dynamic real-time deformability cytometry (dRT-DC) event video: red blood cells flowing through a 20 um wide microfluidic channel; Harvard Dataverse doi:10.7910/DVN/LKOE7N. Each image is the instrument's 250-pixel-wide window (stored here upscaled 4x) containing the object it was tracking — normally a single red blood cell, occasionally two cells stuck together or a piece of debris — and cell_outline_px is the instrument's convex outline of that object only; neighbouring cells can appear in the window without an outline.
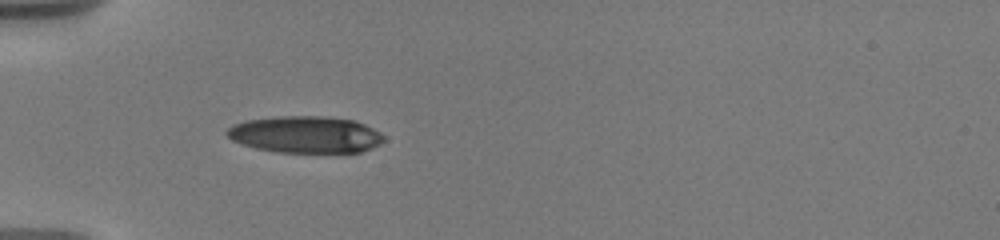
{"species": "human", "species_latin": "Homo sapiens", "temperature_condition": "warm", "stored_images_in_passage": 16, "camera_frame_rate_fps": 3000, "um_per_image_px": 0.085, "donor": {"sex": "male"}, "frame": {"image": 1, "passage_image": 1, "time_ms": 0.0, "image_size_px": [1000, 240], "cell_outline_px": [[384, 140], [380, 144], [372, 148], [360, 152], [280, 152], [256, 148], [240, 144], [232, 140], [224, 132], [232, 124], [244, 120], [276, 116], [324, 116], [356, 120], [380, 132], [384, 136]], "centroid_in_image_um": [25.94, 11.42], "position_along_channel_um": 59.1, "area_um2": 33.87}}
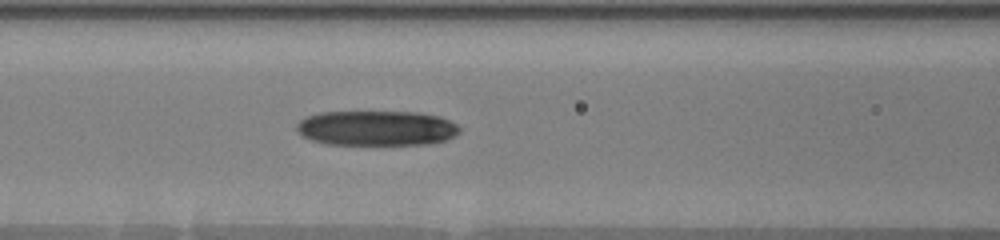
{"frame": {"image": 2, "passage_image": 9, "time_ms": 2.333, "image_size_px": [1000, 240], "cell_outline_px": [[460, 132], [456, 136], [444, 140], [428, 144], [328, 144], [312, 140], [296, 132], [296, 124], [300, 120], [308, 116], [320, 112], [416, 112], [440, 116], [456, 124], [460, 128]], "centroid_in_image_um": [32.01, 10.89], "position_along_channel_um": 134.6, "area_um2": 33.23}}
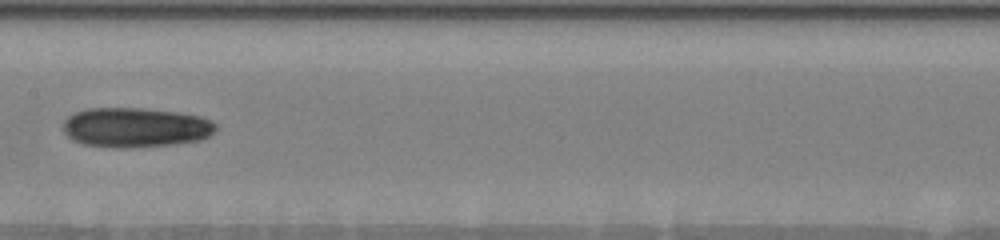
{"frame": {"image": 3, "passage_image": 14, "time_ms": 4.0, "image_size_px": [1000, 240], "cell_outline_px": [[220, 128], [216, 132], [200, 140], [172, 144], [120, 148], [84, 144], [72, 140], [64, 132], [64, 120], [72, 112], [84, 108], [144, 108], [180, 112], [200, 116], [212, 120]], "centroid_in_image_um": [11.54, 10.81], "position_along_channel_um": 195.9, "area_um2": 35.66}}